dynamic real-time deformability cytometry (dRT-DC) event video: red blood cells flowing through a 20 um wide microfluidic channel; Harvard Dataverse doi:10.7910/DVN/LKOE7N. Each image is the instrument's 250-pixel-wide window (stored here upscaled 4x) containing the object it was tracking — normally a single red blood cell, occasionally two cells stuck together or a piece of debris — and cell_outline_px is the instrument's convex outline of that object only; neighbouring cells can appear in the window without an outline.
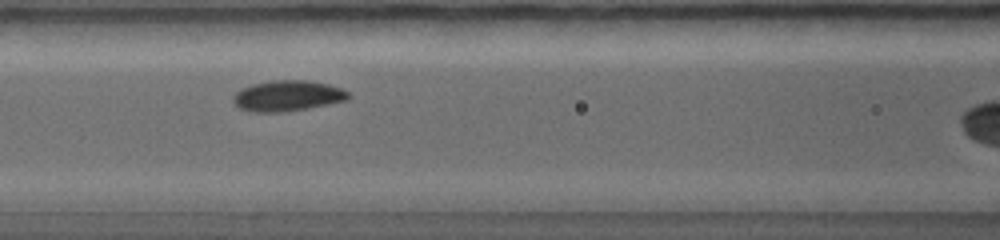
{"species": "common noctule bat (a hibernating species)", "species_latin": "Nyctalus noctula", "temperature_condition": "warm", "stored_images_in_passage": 26, "camera_frame_rate_fps": 5000, "um_per_image_px": 0.085, "animal": {"sex": "female", "body_mass_g": 19.0, "forearm_length_mm": 56.7}, "frame": {"image": 1, "passage_image": 10, "time_ms": 2.8, "image_size_px": [1000, 240], "cell_outline_px": [[352, 96], [348, 100], [308, 108], [284, 112], [248, 112], [240, 108], [232, 100], [232, 96], [236, 92], [252, 84], [272, 80], [308, 80], [328, 84], [340, 88], [348, 92]], "centroid_in_image_um": [24.45, 8.15], "position_along_channel_um": 142.2, "area_um2": 20.69}}
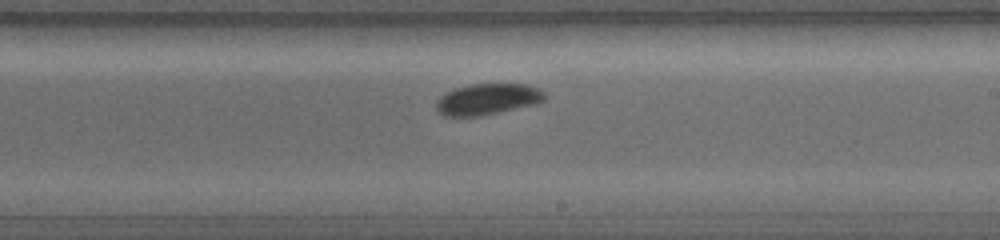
{"frame": {"image": 2, "passage_image": 16, "time_ms": 4.6, "image_size_px": [1000, 240], "cell_outline_px": [[544, 100], [532, 104], [480, 116], [444, 116], [436, 112], [436, 104], [440, 96], [456, 88], [472, 84], [528, 84], [544, 92]], "centroid_in_image_um": [41.39, 8.43], "position_along_channel_um": 247.6, "area_um2": 19.31}}
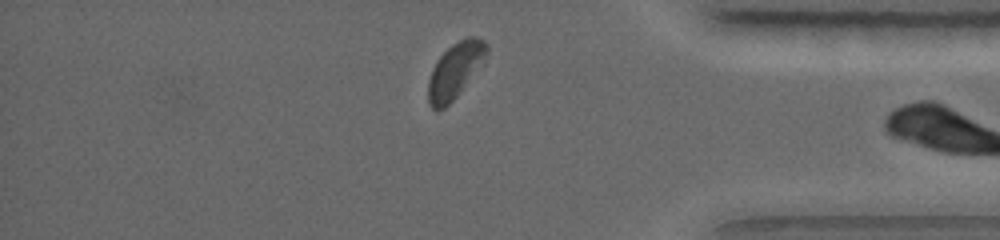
{"frame": {"image": 3, "passage_image": 25, "time_ms": 7.4, "image_size_px": [1000, 240], "cell_outline_px": [[488, 52], [456, 96], [444, 108], [432, 108], [428, 104], [428, 80], [432, 68], [440, 56], [452, 44], [468, 36], [476, 36], [484, 40], [488, 44]], "centroid_in_image_um": [38.65, 5.95], "position_along_channel_um": 396.5, "area_um2": 18.21}}